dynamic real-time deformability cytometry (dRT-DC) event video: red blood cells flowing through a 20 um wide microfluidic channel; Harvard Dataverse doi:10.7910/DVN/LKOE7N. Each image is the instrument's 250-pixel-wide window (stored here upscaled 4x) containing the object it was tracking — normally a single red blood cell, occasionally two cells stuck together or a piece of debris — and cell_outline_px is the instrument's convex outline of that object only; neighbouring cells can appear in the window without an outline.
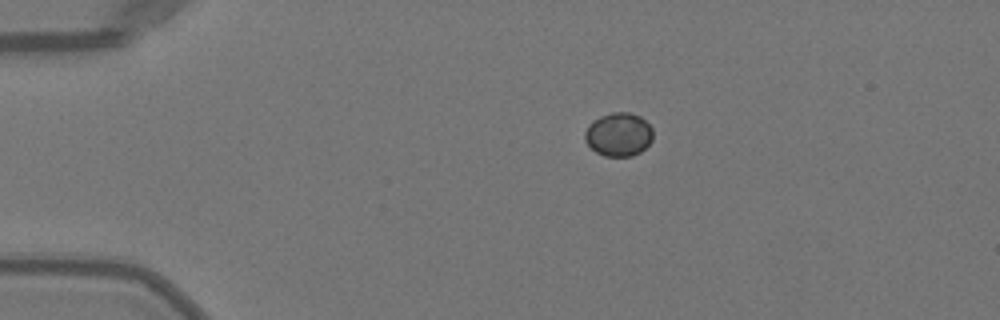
{"species": "Egyptian fruit bat (a non-hibernating species)", "species_latin": "Rousettus aegyptiacus", "temperature_condition": "warm", "stored_images_in_passage": 41, "camera_frame_rate_fps": 3000, "um_per_image_px": 0.085, "animal": {"sex": "female"}, "frame": {"image": 1, "passage_image": 1, "time_ms": 0.0, "image_size_px": [1000, 320], "cell_outline_px": [[652, 140], [640, 152], [632, 156], [604, 156], [596, 152], [584, 140], [584, 132], [588, 124], [592, 120], [600, 116], [612, 112], [628, 112], [640, 116], [652, 128]], "centroid_in_image_um": [52.55, 11.42], "position_along_channel_um": 32.4, "area_um2": 17.34}}
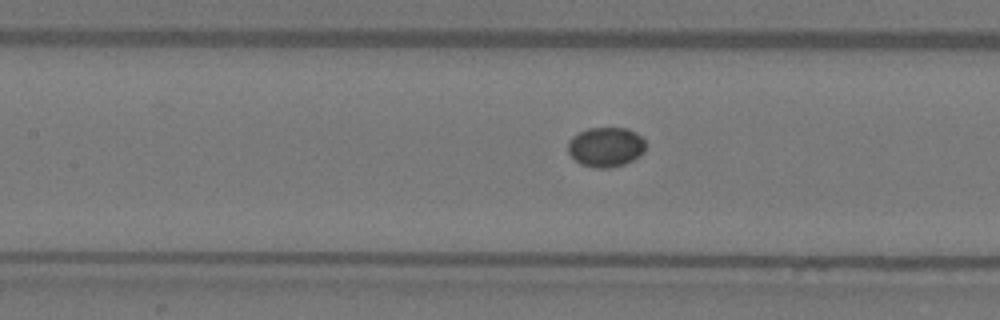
{"frame": {"image": 2, "passage_image": 14, "time_ms": 4.333, "image_size_px": [1000, 320], "cell_outline_px": [[644, 152], [640, 156], [624, 164], [608, 168], [596, 168], [580, 164], [568, 152], [568, 140], [572, 136], [588, 128], [628, 128], [636, 132], [644, 140]], "centroid_in_image_um": [51.49, 12.49], "position_along_channel_um": 155.9, "area_um2": 17.98}}
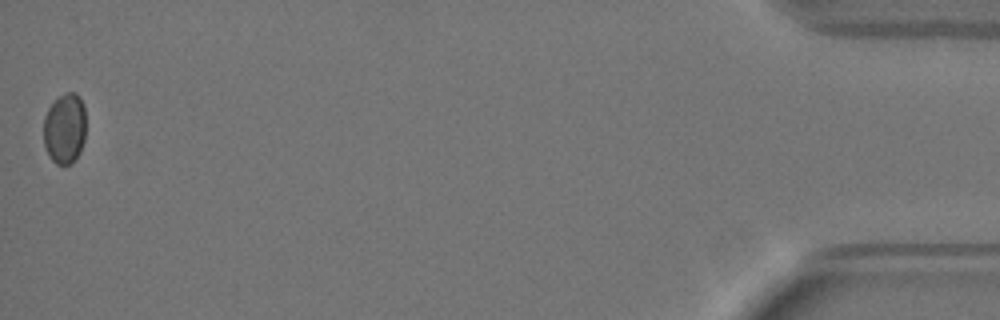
{"frame": {"image": 3, "passage_image": 41, "time_ms": 13.333, "image_size_px": [1000, 320], "cell_outline_px": [[84, 140], [80, 152], [72, 164], [56, 164], [48, 156], [44, 144], [44, 116], [48, 108], [60, 96], [68, 92], [76, 92], [80, 96], [84, 104]], "centroid_in_image_um": [5.5, 10.93], "position_along_channel_um": 429.7, "area_um2": 17.46}, "authors_computed_cell_mechanics": {"area_um2": 17.918, "velocity_mm_per_s": 4.0485, "shape_relaxation_time_tau1_ms": 7.2352, "shape_relaxation_time_tau2_ms": null, "deformation_change_tau1": 0.0625, "deformation_change_tau2": null}}